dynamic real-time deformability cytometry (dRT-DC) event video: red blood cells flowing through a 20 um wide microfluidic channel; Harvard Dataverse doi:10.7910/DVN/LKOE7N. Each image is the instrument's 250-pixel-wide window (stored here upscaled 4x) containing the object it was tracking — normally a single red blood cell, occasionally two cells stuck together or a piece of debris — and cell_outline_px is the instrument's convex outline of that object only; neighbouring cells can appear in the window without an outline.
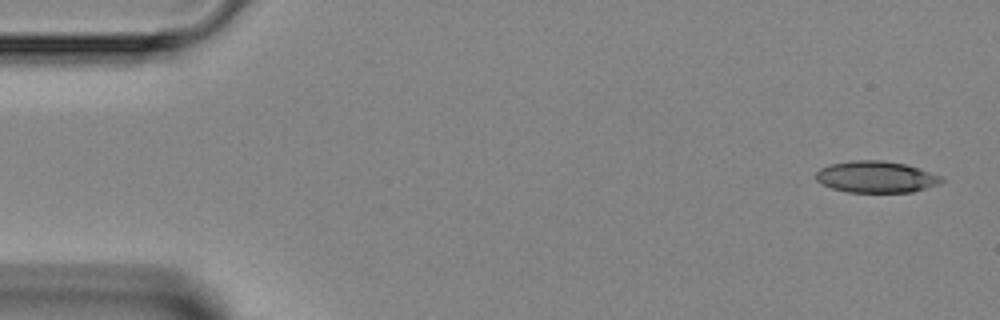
{"species": "Egyptian fruit bat (a non-hibernating species)", "species_latin": "Rousettus aegyptiacus", "temperature_condition": "room temperature", "stored_images_in_passage": 45, "camera_frame_rate_fps": 3000, "um_per_image_px": 0.085, "animal": {"sex": "female"}, "frame": {"image": 1, "passage_image": 1, "time_ms": 0.0, "image_size_px": [1000, 320], "cell_outline_px": [[944, 180], [936, 184], [912, 192], [844, 192], [820, 184], [816, 180], [816, 172], [820, 168], [828, 164], [852, 160], [884, 160], [904, 164], [920, 168], [940, 176]], "centroid_in_image_um": [74.4, 15.03], "position_along_channel_um": 10.6, "area_um2": 23.12}}
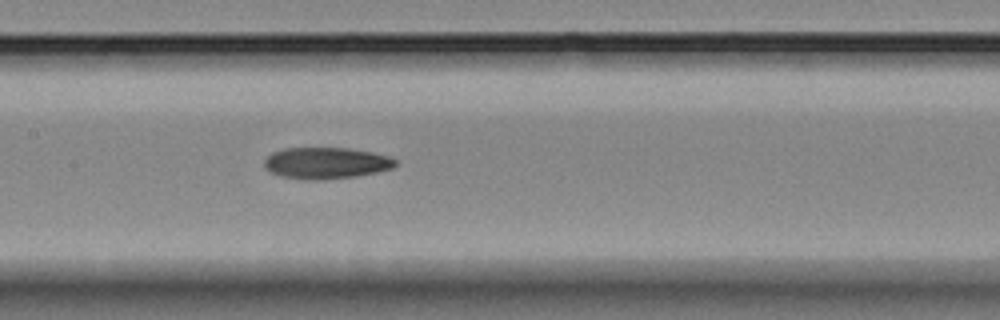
{"frame": {"image": 2, "passage_image": 21, "time_ms": 6.667, "image_size_px": [1000, 320], "cell_outline_px": [[396, 164], [392, 168], [376, 172], [356, 176], [324, 180], [308, 180], [280, 176], [268, 172], [264, 168], [264, 160], [272, 152], [284, 148], [348, 148], [372, 152], [392, 156], [396, 160]], "centroid_in_image_um": [27.69, 13.86], "position_along_channel_um": 179.7, "area_um2": 24.28}}
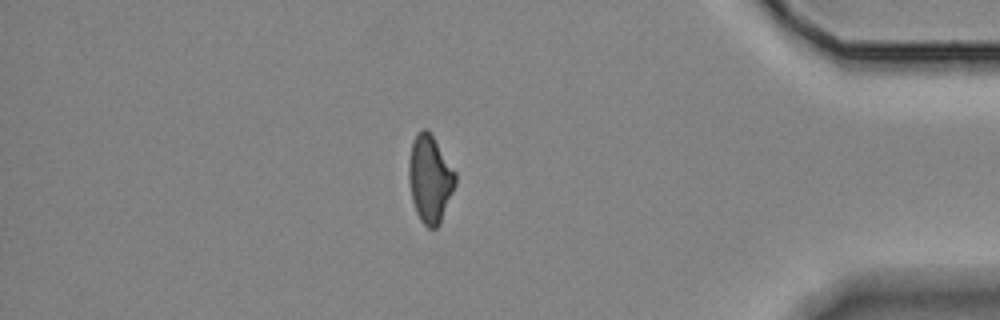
{"frame": {"image": 3, "passage_image": 39, "time_ms": 12.667, "image_size_px": [1000, 320], "cell_outline_px": [[456, 184], [440, 224], [436, 228], [428, 228], [420, 220], [416, 212], [412, 200], [408, 180], [408, 164], [412, 144], [420, 128], [428, 128], [456, 172]], "centroid_in_image_um": [36.55, 15.2], "position_along_channel_um": 398.7, "area_um2": 23.87}}